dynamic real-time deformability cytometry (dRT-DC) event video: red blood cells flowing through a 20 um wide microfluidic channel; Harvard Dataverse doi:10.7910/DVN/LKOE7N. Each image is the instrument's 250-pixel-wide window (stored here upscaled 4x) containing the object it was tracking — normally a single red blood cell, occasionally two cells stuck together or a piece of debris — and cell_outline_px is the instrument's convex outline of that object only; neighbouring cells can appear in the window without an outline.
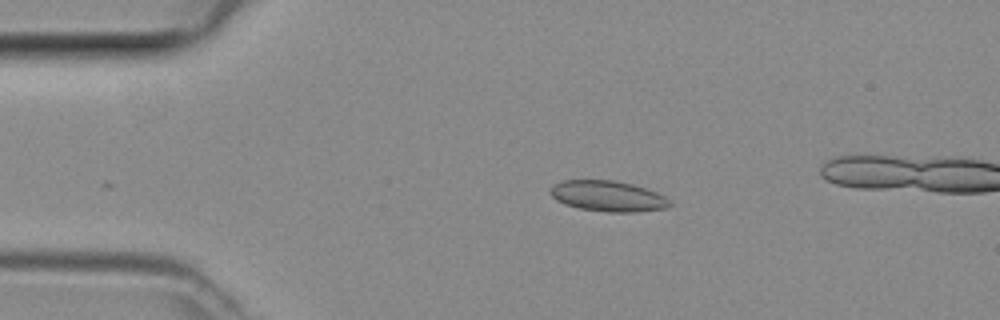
{"species": "common noctule bat (a hibernating species)", "species_latin": "Nyctalus noctula", "temperature_condition": "room temperature", "stored_images_in_passage": 12, "camera_frame_rate_fps": 3000, "um_per_image_px": 0.085, "animal": {"sex": "female", "body_mass_g": 29.2, "forearm_length_mm": 56.3}, "frame": {"image": 1, "passage_image": 8, "time_ms": 2.333, "image_size_px": [1000, 320], "cell_outline_px": [[672, 204], [668, 208], [636, 212], [608, 212], [580, 208], [564, 204], [556, 200], [552, 196], [552, 188], [556, 184], [564, 180], [612, 180], [632, 184], [656, 192], [664, 196]], "centroid_in_image_um": [51.7, 16.68], "position_along_channel_um": 33.3, "area_um2": 21.1}}